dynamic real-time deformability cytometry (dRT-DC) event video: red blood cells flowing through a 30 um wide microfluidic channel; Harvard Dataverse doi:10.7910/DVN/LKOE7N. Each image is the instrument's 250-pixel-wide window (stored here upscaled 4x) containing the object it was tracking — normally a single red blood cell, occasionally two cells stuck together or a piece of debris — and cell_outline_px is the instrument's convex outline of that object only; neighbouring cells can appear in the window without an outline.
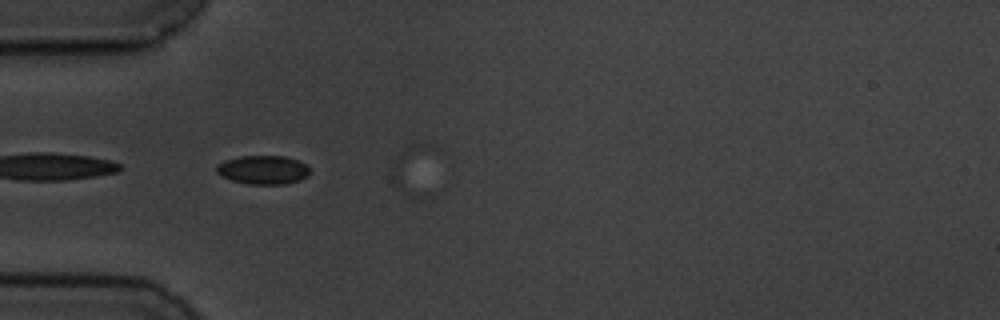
{"species": "common noctule bat (a hibernating species)", "species_latin": "Nyctalus noctula", "temperature_condition": "cold", "stored_images_in_passage": 8, "camera_frame_rate_fps": 3000, "um_per_image_px": 0.085, "animal": {"sex": "male", "body_mass_g": 19.5, "forearm_length_mm": 54.6}, "frame": {"image": 1, "passage_image": 4, "time_ms": 3.333, "image_size_px": [1000, 320], "cell_outline_px": [[308, 176], [300, 180], [284, 184], [248, 184], [232, 180], [220, 176], [216, 172], [216, 164], [224, 160], [240, 156], [284, 156], [296, 160], [304, 164], [308, 168]], "centroid_in_image_um": [22.3, 14.44], "position_along_channel_um": 62.7, "area_um2": 15.61}}
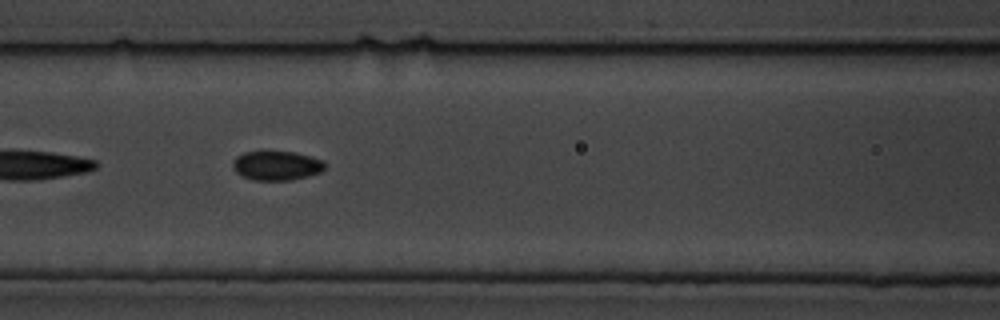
{"frame": {"image": 2, "passage_image": 6, "time_ms": 5.667, "image_size_px": [1000, 320], "cell_outline_px": [[324, 168], [320, 172], [308, 176], [292, 180], [252, 180], [236, 172], [232, 168], [232, 164], [236, 156], [244, 152], [296, 152], [312, 156], [324, 160]], "centroid_in_image_um": [23.52, 14.07], "position_along_channel_um": 143.1, "area_um2": 15.72}}
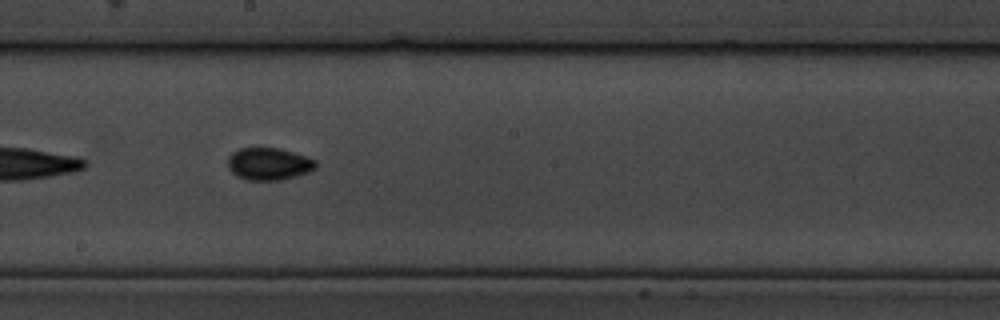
{"frame": {"image": 3, "passage_image": 8, "time_ms": 8.0, "image_size_px": [1000, 320], "cell_outline_px": [[316, 168], [308, 172], [280, 180], [244, 180], [236, 176], [228, 168], [228, 156], [232, 152], [240, 148], [276, 148], [292, 152], [316, 160]], "centroid_in_image_um": [22.8, 13.94], "position_along_channel_um": 225.4, "area_um2": 16.47}}